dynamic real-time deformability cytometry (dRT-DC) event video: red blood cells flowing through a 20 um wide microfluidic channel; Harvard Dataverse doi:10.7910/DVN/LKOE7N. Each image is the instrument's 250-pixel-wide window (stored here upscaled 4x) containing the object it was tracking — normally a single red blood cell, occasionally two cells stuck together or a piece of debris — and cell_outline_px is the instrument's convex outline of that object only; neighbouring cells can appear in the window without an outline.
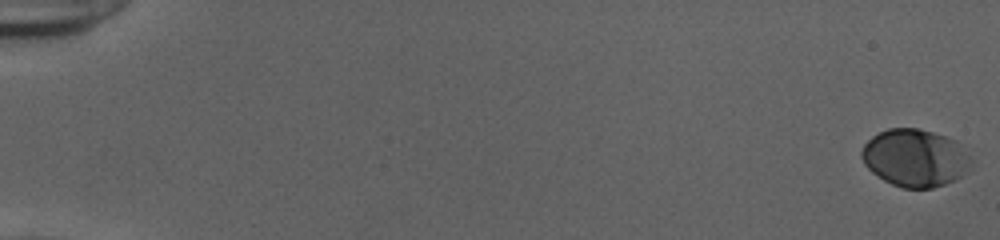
{"species": "human", "species_latin": "Homo sapiens", "temperature_condition": "cold", "stored_images_in_passage": 55, "camera_frame_rate_fps": 3000, "um_per_image_px": 0.085, "donor": {"sex": "female"}, "frame": {"image": 1, "passage_image": 1, "time_ms": 0.0, "image_size_px": [1000, 240], "cell_outline_px": [[972, 160], [960, 176], [956, 180], [932, 188], [904, 188], [892, 184], [884, 180], [872, 172], [864, 164], [860, 156], [860, 152], [864, 144], [872, 136], [888, 128], [916, 128], [932, 132], [956, 140]], "centroid_in_image_um": [77.73, 13.42], "position_along_channel_um": 7.3, "area_um2": 36.41}}
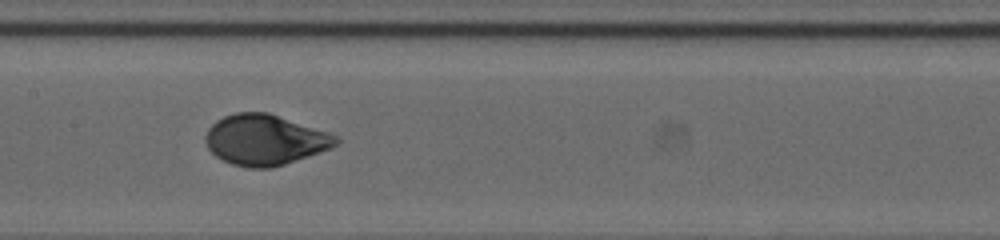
{"frame": {"image": 2, "passage_image": 30, "time_ms": 9.667, "image_size_px": [1000, 240], "cell_outline_px": [[340, 140], [336, 144], [328, 148], [308, 156], [272, 168], [248, 168], [232, 164], [216, 156], [208, 148], [204, 140], [204, 136], [208, 128], [216, 120], [224, 116], [236, 112], [268, 112], [328, 132], [336, 136]], "centroid_in_image_um": [22.47, 11.88], "position_along_channel_um": 184.9, "area_um2": 38.21}}
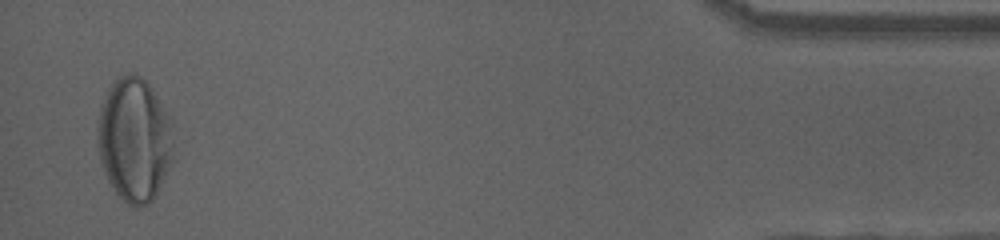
{"frame": {"image": 3, "passage_image": 54, "time_ms": 17.667, "image_size_px": [1000, 240], "cell_outline_px": [[172, 164], [156, 196], [148, 204], [136, 208], [132, 208], [116, 192], [108, 180], [104, 172], [100, 160], [96, 144], [96, 132], [100, 104], [108, 88], [120, 76], [132, 72], [140, 76], [152, 88], [172, 116]], "centroid_in_image_um": [11.42, 11.87], "position_along_channel_um": 423.8, "area_um2": 55.78}, "authors_computed_cell_mechanics": {"area_um2": 37.5122, "velocity_mm_per_s": 3.8542, "shape_relaxation_time_tau1_ms": 4.5098, "shape_relaxation_time_tau2_ms": null, "deformation_change_tau1": 0.1853, "deformation_change_tau2": null}}